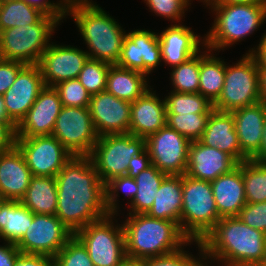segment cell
<instances>
[{
  "label": "cell",
  "mask_w": 266,
  "mask_h": 266,
  "mask_svg": "<svg viewBox=\"0 0 266 266\" xmlns=\"http://www.w3.org/2000/svg\"><path fill=\"white\" fill-rule=\"evenodd\" d=\"M183 175H167L159 186L149 217L170 220L180 225Z\"/></svg>",
  "instance_id": "4316f807"
},
{
  "label": "cell",
  "mask_w": 266,
  "mask_h": 266,
  "mask_svg": "<svg viewBox=\"0 0 266 266\" xmlns=\"http://www.w3.org/2000/svg\"><path fill=\"white\" fill-rule=\"evenodd\" d=\"M54 88L58 91L63 106H89L91 94L85 89V87L77 78L60 82L56 84Z\"/></svg>",
  "instance_id": "7bdbcfd3"
},
{
  "label": "cell",
  "mask_w": 266,
  "mask_h": 266,
  "mask_svg": "<svg viewBox=\"0 0 266 266\" xmlns=\"http://www.w3.org/2000/svg\"><path fill=\"white\" fill-rule=\"evenodd\" d=\"M196 244L198 248V256H194L192 252L185 250L187 246ZM189 252V253H188ZM205 256L203 253L202 245L199 241L190 240L184 247L179 250L158 256L151 257L141 261V266H205Z\"/></svg>",
  "instance_id": "8d00e7d4"
},
{
  "label": "cell",
  "mask_w": 266,
  "mask_h": 266,
  "mask_svg": "<svg viewBox=\"0 0 266 266\" xmlns=\"http://www.w3.org/2000/svg\"><path fill=\"white\" fill-rule=\"evenodd\" d=\"M117 266H141V261L126 257Z\"/></svg>",
  "instance_id": "6f0895ef"
},
{
  "label": "cell",
  "mask_w": 266,
  "mask_h": 266,
  "mask_svg": "<svg viewBox=\"0 0 266 266\" xmlns=\"http://www.w3.org/2000/svg\"><path fill=\"white\" fill-rule=\"evenodd\" d=\"M66 4L73 3V2H87L93 0H63Z\"/></svg>",
  "instance_id": "680465c9"
},
{
  "label": "cell",
  "mask_w": 266,
  "mask_h": 266,
  "mask_svg": "<svg viewBox=\"0 0 266 266\" xmlns=\"http://www.w3.org/2000/svg\"><path fill=\"white\" fill-rule=\"evenodd\" d=\"M209 116L210 113L167 114L166 124L191 142L198 141Z\"/></svg>",
  "instance_id": "f35d334b"
},
{
  "label": "cell",
  "mask_w": 266,
  "mask_h": 266,
  "mask_svg": "<svg viewBox=\"0 0 266 266\" xmlns=\"http://www.w3.org/2000/svg\"><path fill=\"white\" fill-rule=\"evenodd\" d=\"M33 176L56 177L73 155L53 135L16 137Z\"/></svg>",
  "instance_id": "7c38bea8"
},
{
  "label": "cell",
  "mask_w": 266,
  "mask_h": 266,
  "mask_svg": "<svg viewBox=\"0 0 266 266\" xmlns=\"http://www.w3.org/2000/svg\"><path fill=\"white\" fill-rule=\"evenodd\" d=\"M16 124L0 122V151H8L16 145Z\"/></svg>",
  "instance_id": "c3c4849f"
},
{
  "label": "cell",
  "mask_w": 266,
  "mask_h": 266,
  "mask_svg": "<svg viewBox=\"0 0 266 266\" xmlns=\"http://www.w3.org/2000/svg\"><path fill=\"white\" fill-rule=\"evenodd\" d=\"M25 64L0 58V95H3L15 82Z\"/></svg>",
  "instance_id": "bcb514c9"
},
{
  "label": "cell",
  "mask_w": 266,
  "mask_h": 266,
  "mask_svg": "<svg viewBox=\"0 0 266 266\" xmlns=\"http://www.w3.org/2000/svg\"><path fill=\"white\" fill-rule=\"evenodd\" d=\"M29 6L39 10L45 16L54 17L60 24L66 17V3L63 0H22Z\"/></svg>",
  "instance_id": "f6af8a7d"
},
{
  "label": "cell",
  "mask_w": 266,
  "mask_h": 266,
  "mask_svg": "<svg viewBox=\"0 0 266 266\" xmlns=\"http://www.w3.org/2000/svg\"><path fill=\"white\" fill-rule=\"evenodd\" d=\"M262 140L259 152L251 159L258 163H266V119L263 126Z\"/></svg>",
  "instance_id": "f5cc1de1"
},
{
  "label": "cell",
  "mask_w": 266,
  "mask_h": 266,
  "mask_svg": "<svg viewBox=\"0 0 266 266\" xmlns=\"http://www.w3.org/2000/svg\"><path fill=\"white\" fill-rule=\"evenodd\" d=\"M191 141L167 124L146 138L152 165L167 175H184Z\"/></svg>",
  "instance_id": "5bb4252c"
},
{
  "label": "cell",
  "mask_w": 266,
  "mask_h": 266,
  "mask_svg": "<svg viewBox=\"0 0 266 266\" xmlns=\"http://www.w3.org/2000/svg\"><path fill=\"white\" fill-rule=\"evenodd\" d=\"M191 3H193V0H189ZM200 2H202V5H206L210 0H198Z\"/></svg>",
  "instance_id": "94428289"
},
{
  "label": "cell",
  "mask_w": 266,
  "mask_h": 266,
  "mask_svg": "<svg viewBox=\"0 0 266 266\" xmlns=\"http://www.w3.org/2000/svg\"><path fill=\"white\" fill-rule=\"evenodd\" d=\"M215 15L205 36V46L219 52L246 40L266 22V4H206Z\"/></svg>",
  "instance_id": "5b68a950"
},
{
  "label": "cell",
  "mask_w": 266,
  "mask_h": 266,
  "mask_svg": "<svg viewBox=\"0 0 266 266\" xmlns=\"http://www.w3.org/2000/svg\"><path fill=\"white\" fill-rule=\"evenodd\" d=\"M14 266H54V260L48 255L20 253Z\"/></svg>",
  "instance_id": "7dc6e473"
},
{
  "label": "cell",
  "mask_w": 266,
  "mask_h": 266,
  "mask_svg": "<svg viewBox=\"0 0 266 266\" xmlns=\"http://www.w3.org/2000/svg\"><path fill=\"white\" fill-rule=\"evenodd\" d=\"M211 187L220 218L238 217L245 206L246 196L242 177V162L230 172L211 181Z\"/></svg>",
  "instance_id": "d4e9b609"
},
{
  "label": "cell",
  "mask_w": 266,
  "mask_h": 266,
  "mask_svg": "<svg viewBox=\"0 0 266 266\" xmlns=\"http://www.w3.org/2000/svg\"><path fill=\"white\" fill-rule=\"evenodd\" d=\"M33 221V212L20 201L7 200L1 208L0 240L17 244Z\"/></svg>",
  "instance_id": "4dcf8cb0"
},
{
  "label": "cell",
  "mask_w": 266,
  "mask_h": 266,
  "mask_svg": "<svg viewBox=\"0 0 266 266\" xmlns=\"http://www.w3.org/2000/svg\"><path fill=\"white\" fill-rule=\"evenodd\" d=\"M88 59L87 52L80 47L51 41L38 64L45 86L54 87L60 82L78 78Z\"/></svg>",
  "instance_id": "2e32d148"
},
{
  "label": "cell",
  "mask_w": 266,
  "mask_h": 266,
  "mask_svg": "<svg viewBox=\"0 0 266 266\" xmlns=\"http://www.w3.org/2000/svg\"><path fill=\"white\" fill-rule=\"evenodd\" d=\"M146 148V138L131 133L100 136L89 157L99 178L106 184L112 178L127 175L133 156Z\"/></svg>",
  "instance_id": "30bf717a"
},
{
  "label": "cell",
  "mask_w": 266,
  "mask_h": 266,
  "mask_svg": "<svg viewBox=\"0 0 266 266\" xmlns=\"http://www.w3.org/2000/svg\"><path fill=\"white\" fill-rule=\"evenodd\" d=\"M45 87L38 65H25L15 82L2 95L8 117L18 125Z\"/></svg>",
  "instance_id": "ac0fdd59"
},
{
  "label": "cell",
  "mask_w": 266,
  "mask_h": 266,
  "mask_svg": "<svg viewBox=\"0 0 266 266\" xmlns=\"http://www.w3.org/2000/svg\"><path fill=\"white\" fill-rule=\"evenodd\" d=\"M111 65L104 61L88 59L77 79L91 95L105 91Z\"/></svg>",
  "instance_id": "ab89813d"
},
{
  "label": "cell",
  "mask_w": 266,
  "mask_h": 266,
  "mask_svg": "<svg viewBox=\"0 0 266 266\" xmlns=\"http://www.w3.org/2000/svg\"><path fill=\"white\" fill-rule=\"evenodd\" d=\"M23 154L15 145L0 155V196L9 201H20L26 194L31 178Z\"/></svg>",
  "instance_id": "cb8c5ba5"
},
{
  "label": "cell",
  "mask_w": 266,
  "mask_h": 266,
  "mask_svg": "<svg viewBox=\"0 0 266 266\" xmlns=\"http://www.w3.org/2000/svg\"><path fill=\"white\" fill-rule=\"evenodd\" d=\"M199 141L229 154L237 163L242 162V151L234 127L231 112L213 110L207 121L206 128Z\"/></svg>",
  "instance_id": "484cf974"
},
{
  "label": "cell",
  "mask_w": 266,
  "mask_h": 266,
  "mask_svg": "<svg viewBox=\"0 0 266 266\" xmlns=\"http://www.w3.org/2000/svg\"><path fill=\"white\" fill-rule=\"evenodd\" d=\"M125 216L120 223L124 231L126 257L142 261L175 252L190 241L174 221L152 218L147 214Z\"/></svg>",
  "instance_id": "277c9868"
},
{
  "label": "cell",
  "mask_w": 266,
  "mask_h": 266,
  "mask_svg": "<svg viewBox=\"0 0 266 266\" xmlns=\"http://www.w3.org/2000/svg\"><path fill=\"white\" fill-rule=\"evenodd\" d=\"M57 184L55 177L33 176L20 202L34 214L56 215Z\"/></svg>",
  "instance_id": "f546056e"
},
{
  "label": "cell",
  "mask_w": 266,
  "mask_h": 266,
  "mask_svg": "<svg viewBox=\"0 0 266 266\" xmlns=\"http://www.w3.org/2000/svg\"><path fill=\"white\" fill-rule=\"evenodd\" d=\"M238 62L229 65L226 61L222 92L213 103L221 112H232L238 108L260 102L258 68L249 54H243Z\"/></svg>",
  "instance_id": "9c48e42d"
},
{
  "label": "cell",
  "mask_w": 266,
  "mask_h": 266,
  "mask_svg": "<svg viewBox=\"0 0 266 266\" xmlns=\"http://www.w3.org/2000/svg\"><path fill=\"white\" fill-rule=\"evenodd\" d=\"M162 62L170 68L180 65L205 46V36L197 35L192 27L171 24L158 32Z\"/></svg>",
  "instance_id": "ffe728a7"
},
{
  "label": "cell",
  "mask_w": 266,
  "mask_h": 266,
  "mask_svg": "<svg viewBox=\"0 0 266 266\" xmlns=\"http://www.w3.org/2000/svg\"><path fill=\"white\" fill-rule=\"evenodd\" d=\"M54 266H94L88 250L74 235L53 257Z\"/></svg>",
  "instance_id": "b9f144b4"
},
{
  "label": "cell",
  "mask_w": 266,
  "mask_h": 266,
  "mask_svg": "<svg viewBox=\"0 0 266 266\" xmlns=\"http://www.w3.org/2000/svg\"><path fill=\"white\" fill-rule=\"evenodd\" d=\"M129 133L147 138L166 125V102L153 85L141 97L131 102Z\"/></svg>",
  "instance_id": "44dd1931"
},
{
  "label": "cell",
  "mask_w": 266,
  "mask_h": 266,
  "mask_svg": "<svg viewBox=\"0 0 266 266\" xmlns=\"http://www.w3.org/2000/svg\"><path fill=\"white\" fill-rule=\"evenodd\" d=\"M180 228L190 239L201 242L221 219L211 181L183 175Z\"/></svg>",
  "instance_id": "8992f818"
},
{
  "label": "cell",
  "mask_w": 266,
  "mask_h": 266,
  "mask_svg": "<svg viewBox=\"0 0 266 266\" xmlns=\"http://www.w3.org/2000/svg\"><path fill=\"white\" fill-rule=\"evenodd\" d=\"M116 218L120 215L108 214L74 234L88 250L94 266H117L126 258L123 226Z\"/></svg>",
  "instance_id": "ba28073f"
},
{
  "label": "cell",
  "mask_w": 266,
  "mask_h": 266,
  "mask_svg": "<svg viewBox=\"0 0 266 266\" xmlns=\"http://www.w3.org/2000/svg\"><path fill=\"white\" fill-rule=\"evenodd\" d=\"M238 163L227 153L192 141L189 147L186 175L195 179L213 181L230 172Z\"/></svg>",
  "instance_id": "7402d4cb"
},
{
  "label": "cell",
  "mask_w": 266,
  "mask_h": 266,
  "mask_svg": "<svg viewBox=\"0 0 266 266\" xmlns=\"http://www.w3.org/2000/svg\"><path fill=\"white\" fill-rule=\"evenodd\" d=\"M260 266H266V257H265L263 263Z\"/></svg>",
  "instance_id": "6125c7cd"
},
{
  "label": "cell",
  "mask_w": 266,
  "mask_h": 266,
  "mask_svg": "<svg viewBox=\"0 0 266 266\" xmlns=\"http://www.w3.org/2000/svg\"><path fill=\"white\" fill-rule=\"evenodd\" d=\"M149 80L145 73L114 64L107 74L106 91L119 99L134 102L152 87Z\"/></svg>",
  "instance_id": "83f0119b"
},
{
  "label": "cell",
  "mask_w": 266,
  "mask_h": 266,
  "mask_svg": "<svg viewBox=\"0 0 266 266\" xmlns=\"http://www.w3.org/2000/svg\"><path fill=\"white\" fill-rule=\"evenodd\" d=\"M260 38L259 43L253 48L250 47L246 54L255 60L257 68H266V30Z\"/></svg>",
  "instance_id": "f907efd6"
},
{
  "label": "cell",
  "mask_w": 266,
  "mask_h": 266,
  "mask_svg": "<svg viewBox=\"0 0 266 266\" xmlns=\"http://www.w3.org/2000/svg\"><path fill=\"white\" fill-rule=\"evenodd\" d=\"M149 9L157 17L171 21L170 24H181L185 17V12L191 8L189 0H143ZM190 6V7H189ZM151 10V11H150ZM184 17V18H183Z\"/></svg>",
  "instance_id": "60d3db41"
},
{
  "label": "cell",
  "mask_w": 266,
  "mask_h": 266,
  "mask_svg": "<svg viewBox=\"0 0 266 266\" xmlns=\"http://www.w3.org/2000/svg\"><path fill=\"white\" fill-rule=\"evenodd\" d=\"M200 243L206 264L260 266L266 257V234L239 217L221 218Z\"/></svg>",
  "instance_id": "7a4b0ae2"
},
{
  "label": "cell",
  "mask_w": 266,
  "mask_h": 266,
  "mask_svg": "<svg viewBox=\"0 0 266 266\" xmlns=\"http://www.w3.org/2000/svg\"><path fill=\"white\" fill-rule=\"evenodd\" d=\"M62 107L58 91L54 87L45 86L25 117L16 126V137L52 135Z\"/></svg>",
  "instance_id": "d6986e66"
},
{
  "label": "cell",
  "mask_w": 266,
  "mask_h": 266,
  "mask_svg": "<svg viewBox=\"0 0 266 266\" xmlns=\"http://www.w3.org/2000/svg\"><path fill=\"white\" fill-rule=\"evenodd\" d=\"M73 236L56 215L33 213V221L16 247L21 253L54 257Z\"/></svg>",
  "instance_id": "4fadbf2b"
},
{
  "label": "cell",
  "mask_w": 266,
  "mask_h": 266,
  "mask_svg": "<svg viewBox=\"0 0 266 266\" xmlns=\"http://www.w3.org/2000/svg\"><path fill=\"white\" fill-rule=\"evenodd\" d=\"M242 177L247 203L266 201V163L242 162Z\"/></svg>",
  "instance_id": "e575fe53"
},
{
  "label": "cell",
  "mask_w": 266,
  "mask_h": 266,
  "mask_svg": "<svg viewBox=\"0 0 266 266\" xmlns=\"http://www.w3.org/2000/svg\"><path fill=\"white\" fill-rule=\"evenodd\" d=\"M166 176V173L153 165L143 170L135 178L138 190L132 203L127 205V207L129 206L127 214H146L152 207L159 186Z\"/></svg>",
  "instance_id": "1f68e13d"
},
{
  "label": "cell",
  "mask_w": 266,
  "mask_h": 266,
  "mask_svg": "<svg viewBox=\"0 0 266 266\" xmlns=\"http://www.w3.org/2000/svg\"><path fill=\"white\" fill-rule=\"evenodd\" d=\"M160 64L163 65L158 33L145 28L127 30L116 65L149 77Z\"/></svg>",
  "instance_id": "9a60e30c"
},
{
  "label": "cell",
  "mask_w": 266,
  "mask_h": 266,
  "mask_svg": "<svg viewBox=\"0 0 266 266\" xmlns=\"http://www.w3.org/2000/svg\"><path fill=\"white\" fill-rule=\"evenodd\" d=\"M61 24L52 16H44L36 24L9 28L0 32V58L38 65L43 52Z\"/></svg>",
  "instance_id": "52a82bcc"
},
{
  "label": "cell",
  "mask_w": 266,
  "mask_h": 266,
  "mask_svg": "<svg viewBox=\"0 0 266 266\" xmlns=\"http://www.w3.org/2000/svg\"><path fill=\"white\" fill-rule=\"evenodd\" d=\"M238 217L246 225L266 234V201L246 203Z\"/></svg>",
  "instance_id": "ee69618b"
},
{
  "label": "cell",
  "mask_w": 266,
  "mask_h": 266,
  "mask_svg": "<svg viewBox=\"0 0 266 266\" xmlns=\"http://www.w3.org/2000/svg\"><path fill=\"white\" fill-rule=\"evenodd\" d=\"M205 266H219V265H212V264H206Z\"/></svg>",
  "instance_id": "be15d7a7"
},
{
  "label": "cell",
  "mask_w": 266,
  "mask_h": 266,
  "mask_svg": "<svg viewBox=\"0 0 266 266\" xmlns=\"http://www.w3.org/2000/svg\"><path fill=\"white\" fill-rule=\"evenodd\" d=\"M216 53L206 46L200 50L198 93L206 97L211 103H214L220 96L225 78L226 61L216 57Z\"/></svg>",
  "instance_id": "f1b7e54d"
},
{
  "label": "cell",
  "mask_w": 266,
  "mask_h": 266,
  "mask_svg": "<svg viewBox=\"0 0 266 266\" xmlns=\"http://www.w3.org/2000/svg\"><path fill=\"white\" fill-rule=\"evenodd\" d=\"M52 135L73 156H89L99 138L88 107L63 106Z\"/></svg>",
  "instance_id": "8fae6325"
},
{
  "label": "cell",
  "mask_w": 266,
  "mask_h": 266,
  "mask_svg": "<svg viewBox=\"0 0 266 266\" xmlns=\"http://www.w3.org/2000/svg\"><path fill=\"white\" fill-rule=\"evenodd\" d=\"M138 190L135 178L128 175L118 176L112 178L109 182L105 184V204L108 214L120 215V193L122 192L124 197H127L128 205L132 203Z\"/></svg>",
  "instance_id": "74e56055"
},
{
  "label": "cell",
  "mask_w": 266,
  "mask_h": 266,
  "mask_svg": "<svg viewBox=\"0 0 266 266\" xmlns=\"http://www.w3.org/2000/svg\"><path fill=\"white\" fill-rule=\"evenodd\" d=\"M167 114L211 113L213 103L199 93L168 92L164 97Z\"/></svg>",
  "instance_id": "d590c367"
},
{
  "label": "cell",
  "mask_w": 266,
  "mask_h": 266,
  "mask_svg": "<svg viewBox=\"0 0 266 266\" xmlns=\"http://www.w3.org/2000/svg\"><path fill=\"white\" fill-rule=\"evenodd\" d=\"M88 108L99 137L129 133L131 102L105 90L91 95Z\"/></svg>",
  "instance_id": "e0dca14e"
},
{
  "label": "cell",
  "mask_w": 266,
  "mask_h": 266,
  "mask_svg": "<svg viewBox=\"0 0 266 266\" xmlns=\"http://www.w3.org/2000/svg\"><path fill=\"white\" fill-rule=\"evenodd\" d=\"M260 102L266 104V68H258Z\"/></svg>",
  "instance_id": "db71d44e"
},
{
  "label": "cell",
  "mask_w": 266,
  "mask_h": 266,
  "mask_svg": "<svg viewBox=\"0 0 266 266\" xmlns=\"http://www.w3.org/2000/svg\"><path fill=\"white\" fill-rule=\"evenodd\" d=\"M76 24L89 59L117 64L126 30L109 12L95 1L73 2L66 5V17Z\"/></svg>",
  "instance_id": "3957f363"
},
{
  "label": "cell",
  "mask_w": 266,
  "mask_h": 266,
  "mask_svg": "<svg viewBox=\"0 0 266 266\" xmlns=\"http://www.w3.org/2000/svg\"><path fill=\"white\" fill-rule=\"evenodd\" d=\"M0 122H13L9 117L5 109L4 98L0 95Z\"/></svg>",
  "instance_id": "9f6ffc18"
},
{
  "label": "cell",
  "mask_w": 266,
  "mask_h": 266,
  "mask_svg": "<svg viewBox=\"0 0 266 266\" xmlns=\"http://www.w3.org/2000/svg\"><path fill=\"white\" fill-rule=\"evenodd\" d=\"M56 216L75 234L108 215L105 184L89 156H73L55 177Z\"/></svg>",
  "instance_id": "6da1fadb"
},
{
  "label": "cell",
  "mask_w": 266,
  "mask_h": 266,
  "mask_svg": "<svg viewBox=\"0 0 266 266\" xmlns=\"http://www.w3.org/2000/svg\"><path fill=\"white\" fill-rule=\"evenodd\" d=\"M45 15L22 0H1L0 32L9 28L38 23Z\"/></svg>",
  "instance_id": "d6a6232c"
},
{
  "label": "cell",
  "mask_w": 266,
  "mask_h": 266,
  "mask_svg": "<svg viewBox=\"0 0 266 266\" xmlns=\"http://www.w3.org/2000/svg\"><path fill=\"white\" fill-rule=\"evenodd\" d=\"M231 113L242 151V162L251 160L259 152L261 145L266 119V104L258 102L233 110Z\"/></svg>",
  "instance_id": "603a6c76"
},
{
  "label": "cell",
  "mask_w": 266,
  "mask_h": 266,
  "mask_svg": "<svg viewBox=\"0 0 266 266\" xmlns=\"http://www.w3.org/2000/svg\"><path fill=\"white\" fill-rule=\"evenodd\" d=\"M171 91L198 93L200 73V51L180 65L170 68Z\"/></svg>",
  "instance_id": "836d02e7"
},
{
  "label": "cell",
  "mask_w": 266,
  "mask_h": 266,
  "mask_svg": "<svg viewBox=\"0 0 266 266\" xmlns=\"http://www.w3.org/2000/svg\"><path fill=\"white\" fill-rule=\"evenodd\" d=\"M6 201H7L6 199H3V198L0 196V218H1V208H2V205H3Z\"/></svg>",
  "instance_id": "91938a15"
},
{
  "label": "cell",
  "mask_w": 266,
  "mask_h": 266,
  "mask_svg": "<svg viewBox=\"0 0 266 266\" xmlns=\"http://www.w3.org/2000/svg\"><path fill=\"white\" fill-rule=\"evenodd\" d=\"M0 245V266H14V262L21 253L15 244L8 242Z\"/></svg>",
  "instance_id": "816d5d0a"
},
{
  "label": "cell",
  "mask_w": 266,
  "mask_h": 266,
  "mask_svg": "<svg viewBox=\"0 0 266 266\" xmlns=\"http://www.w3.org/2000/svg\"><path fill=\"white\" fill-rule=\"evenodd\" d=\"M266 4V0H210L207 4Z\"/></svg>",
  "instance_id": "11a10c76"
},
{
  "label": "cell",
  "mask_w": 266,
  "mask_h": 266,
  "mask_svg": "<svg viewBox=\"0 0 266 266\" xmlns=\"http://www.w3.org/2000/svg\"><path fill=\"white\" fill-rule=\"evenodd\" d=\"M152 165L149 151L145 148L140 154L132 157L127 175L136 178L143 170L149 168Z\"/></svg>",
  "instance_id": "681fc988"
}]
</instances>
